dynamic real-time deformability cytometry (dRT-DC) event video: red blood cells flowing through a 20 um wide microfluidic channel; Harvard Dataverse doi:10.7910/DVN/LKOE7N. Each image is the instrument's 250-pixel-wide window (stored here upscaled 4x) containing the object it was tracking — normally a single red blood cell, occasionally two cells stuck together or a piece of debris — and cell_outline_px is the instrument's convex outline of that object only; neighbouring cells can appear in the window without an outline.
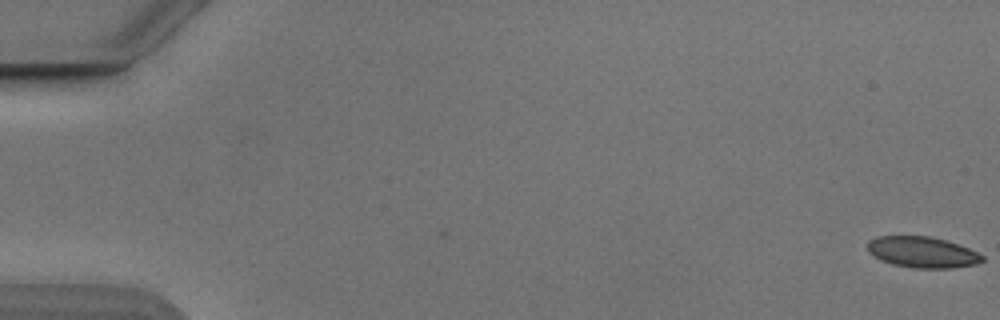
{"species": "Egyptian fruit bat (a non-hibernating species)", "species_latin": "Rousettus aegyptiacus", "temperature_condition": "cold", "stored_images_in_passage": 51, "camera_frame_rate_fps": 3000, "um_per_image_px": 0.085, "animal": {"sex": "male"}, "frame": {"image": 1, "passage_image": 1, "time_ms": 0.0, "image_size_px": [1000, 320], "cell_outline_px": [[984, 260], [976, 264], [952, 268], [916, 268], [892, 264], [880, 260], [868, 252], [868, 240], [876, 236], [928, 236], [944, 240], [968, 248], [984, 256]], "centroid_in_image_um": [78.37, 21.44], "position_along_channel_um": 6.6, "area_um2": 20.63}}
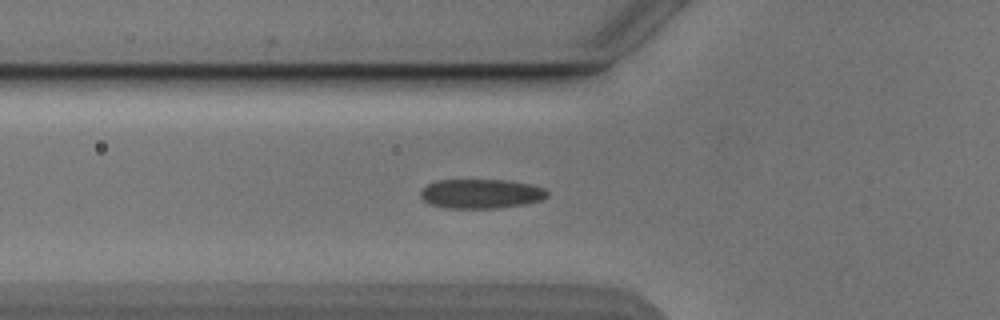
{"frame": {"image": 2, "passage_image": 20, "time_ms": 6.333, "image_size_px": [1000, 320], "cell_outline_px": [[548, 196], [544, 200], [524, 204], [496, 208], [444, 208], [428, 204], [420, 196], [420, 188], [436, 180], [504, 180], [532, 184], [544, 188], [548, 192]], "centroid_in_image_um": [40.87, 16.47], "position_along_channel_um": 84.9, "area_um2": 21.96}}
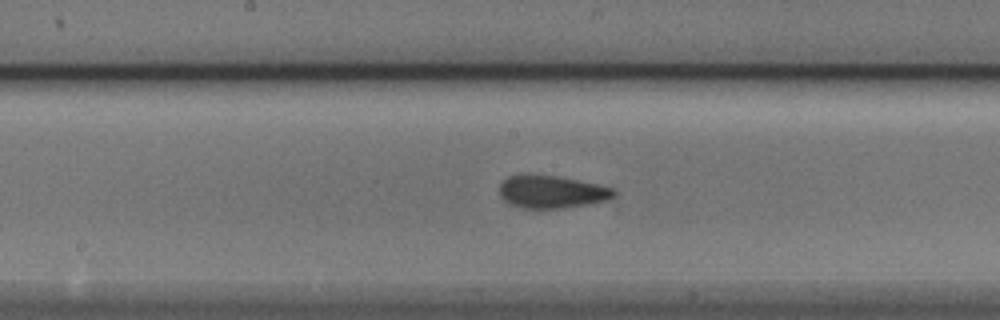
{"frame": {"image": 3, "passage_image": 29, "time_ms": 9.333, "image_size_px": [1000, 320], "cell_outline_px": [[616, 192], [612, 196], [604, 200], [588, 204], [564, 208], [520, 208], [508, 204], [500, 196], [500, 184], [508, 176], [520, 172], [528, 172], [556, 176], [596, 184], [612, 188]], "centroid_in_image_um": [46.78, 16.28], "position_along_channel_um": 201.4, "area_um2": 22.02}}